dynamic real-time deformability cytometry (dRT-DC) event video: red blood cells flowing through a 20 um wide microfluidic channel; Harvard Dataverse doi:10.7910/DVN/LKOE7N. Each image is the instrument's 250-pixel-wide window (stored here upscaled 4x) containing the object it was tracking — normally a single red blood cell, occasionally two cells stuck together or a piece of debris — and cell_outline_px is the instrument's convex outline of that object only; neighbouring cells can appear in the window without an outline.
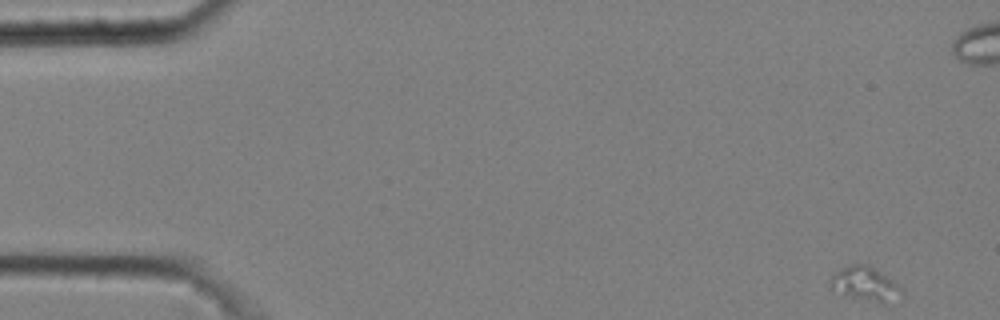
{"species": "common noctule bat (a hibernating species)", "species_latin": "Nyctalus noctula", "temperature_condition": "cold", "stored_images_in_passage": 8, "camera_frame_rate_fps": 3000, "um_per_image_px": 0.085, "animal": {"sex": "male", "body_mass_g": 20.4}, "frame": {"image": 1, "passage_image": 1, "time_ms": 0.0, "image_size_px": [1000, 320], "cell_outline_px": [[904, 296], [884, 304], [832, 292], [832, 276], [840, 268], [848, 264], [868, 264], [892, 280], [904, 292]], "centroid_in_image_um": [73.56, 24.14], "position_along_channel_um": 11.4, "area_um2": 14.1}}
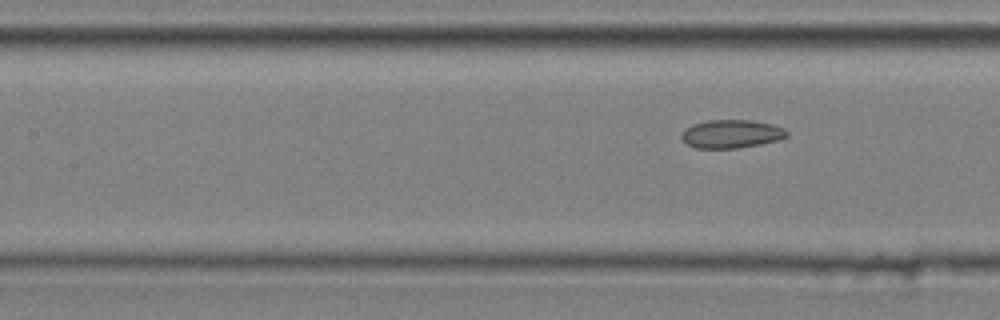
{"frame": {"image": 2, "passage_image": 8, "time_ms": 2.333, "image_size_px": [1000, 320], "cell_outline_px": [[788, 136], [780, 140], [760, 144], [736, 148], [696, 148], [688, 144], [680, 136], [680, 132], [684, 128], [692, 124], [708, 120], [752, 120], [772, 124], [784, 128], [788, 132]], "centroid_in_image_um": [62.16, 11.37], "position_along_channel_um": 145.2, "area_um2": 17.51}}